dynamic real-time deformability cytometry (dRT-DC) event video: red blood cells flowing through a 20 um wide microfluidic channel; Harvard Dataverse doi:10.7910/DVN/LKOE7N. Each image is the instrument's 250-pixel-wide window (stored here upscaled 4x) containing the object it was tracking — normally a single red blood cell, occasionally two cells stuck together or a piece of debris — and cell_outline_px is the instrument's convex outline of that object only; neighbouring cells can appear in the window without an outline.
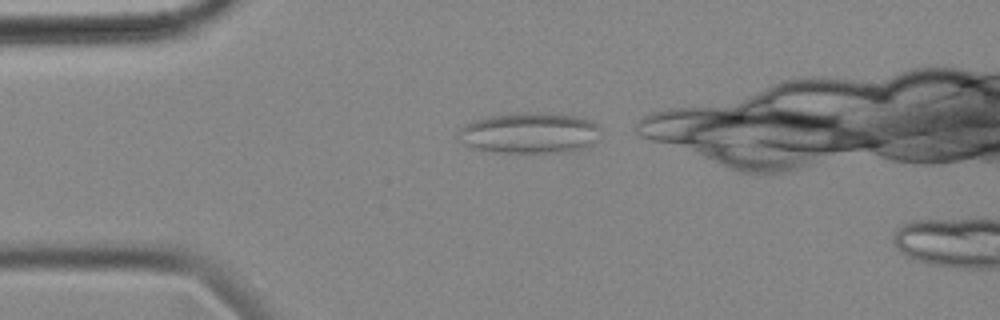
{"species": "common noctule bat (a hibernating species)", "species_latin": "Nyctalus noctula", "temperature_condition": "cold", "stored_images_in_passage": 5, "camera_frame_rate_fps": 3000, "um_per_image_px": 0.085, "animal": {"sex": "female", "body_mass_g": 18.4}, "frame": {"image": 1, "passage_image": 1, "time_ms": 0.0, "image_size_px": [1000, 320], "cell_outline_px": [[604, 132], [600, 140], [592, 144], [580, 148], [564, 152], [496, 152], [472, 148], [464, 144], [460, 140], [460, 128], [472, 120], [492, 116], [532, 112], [548, 112], [576, 116], [588, 120], [604, 128]], "centroid_in_image_um": [45.1, 11.3], "position_along_channel_um": 39.9, "area_um2": 34.04}}